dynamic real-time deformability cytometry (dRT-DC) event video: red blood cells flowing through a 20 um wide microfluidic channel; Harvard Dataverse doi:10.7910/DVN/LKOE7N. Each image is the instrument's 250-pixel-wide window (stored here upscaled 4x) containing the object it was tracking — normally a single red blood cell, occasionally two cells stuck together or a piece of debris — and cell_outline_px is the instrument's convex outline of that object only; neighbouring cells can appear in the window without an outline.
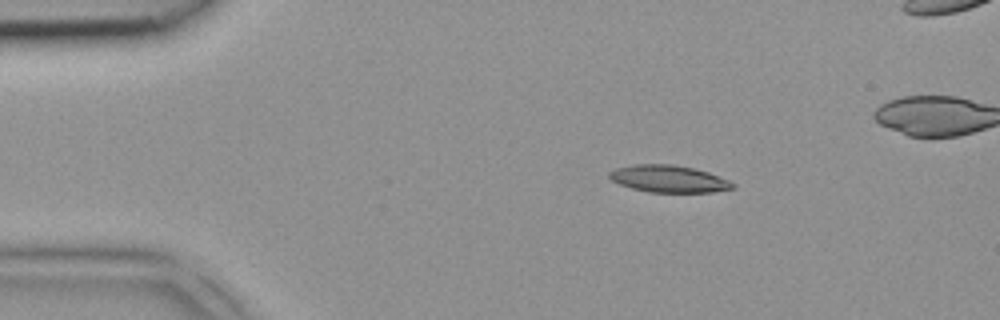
{"species": "common noctule bat (a hibernating species)", "species_latin": "Nyctalus noctula", "temperature_condition": "room temperature", "stored_images_in_passage": 3, "segment_of_instrument_passage": [1, 2], "camera_frame_rate_fps": 3000, "um_per_image_px": 0.085, "animal": {"sex": "female", "body_mass_g": 18.4}, "frame": {"image": 1, "passage_image": 1, "time_ms": 0.0, "image_size_px": [1000, 320], "cell_outline_px": [[736, 188], [712, 192], [648, 192], [632, 188], [620, 184], [612, 180], [608, 176], [608, 172], [616, 168], [636, 164], [672, 164], [692, 168], [708, 172], [728, 180]], "centroid_in_image_um": [56.81, 15.2], "position_along_channel_um": 28.2, "area_um2": 19.31}}